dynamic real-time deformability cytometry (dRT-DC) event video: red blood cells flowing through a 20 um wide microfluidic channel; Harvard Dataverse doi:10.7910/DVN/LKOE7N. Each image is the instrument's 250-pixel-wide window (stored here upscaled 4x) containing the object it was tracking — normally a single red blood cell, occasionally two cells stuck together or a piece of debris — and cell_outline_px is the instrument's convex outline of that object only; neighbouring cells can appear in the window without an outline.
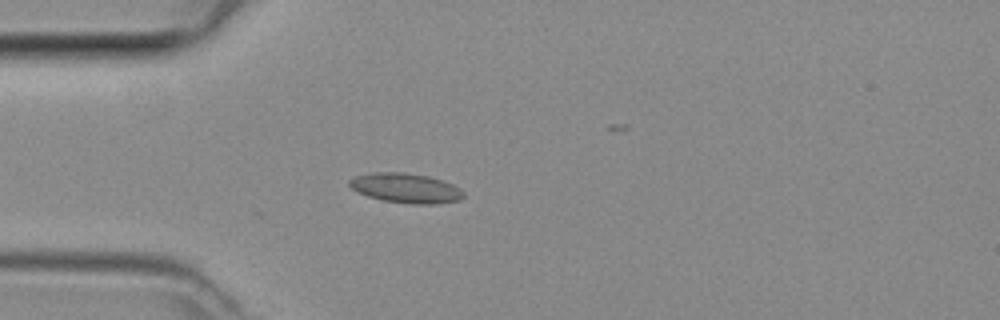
{"species": "common noctule bat (a hibernating species)", "species_latin": "Nyctalus noctula", "temperature_condition": "room temperature", "stored_images_in_passage": 3, "camera_frame_rate_fps": 3000, "um_per_image_px": 0.085, "animal": {"sex": "female", "body_mass_g": 29.2, "forearm_length_mm": 56.3}, "frame": {"image": 1, "passage_image": 2, "time_ms": 0.333, "image_size_px": [1000, 320], "cell_outline_px": [[464, 196], [460, 200], [436, 204], [408, 204], [384, 200], [368, 196], [352, 188], [348, 184], [348, 180], [356, 176], [372, 172], [404, 172], [428, 176], [452, 184], [460, 188], [464, 192]], "centroid_in_image_um": [34.51, 15.99], "position_along_channel_um": 50.5, "area_um2": 19.71}}